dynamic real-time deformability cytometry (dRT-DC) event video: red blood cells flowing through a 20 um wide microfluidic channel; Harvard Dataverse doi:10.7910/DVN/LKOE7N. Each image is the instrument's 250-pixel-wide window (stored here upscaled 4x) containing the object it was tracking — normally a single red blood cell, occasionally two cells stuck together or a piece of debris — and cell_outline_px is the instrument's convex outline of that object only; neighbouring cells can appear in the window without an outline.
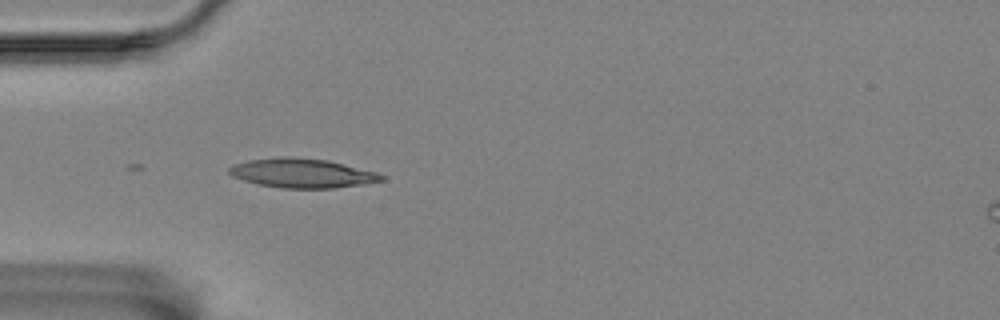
{"species": "Egyptian fruit bat (a non-hibernating species)", "species_latin": "Rousettus aegyptiacus", "temperature_condition": "room temperature", "stored_images_in_passage": 7, "camera_frame_rate_fps": 3000, "um_per_image_px": 0.085, "animal": {"sex": "female"}, "frame": {"image": 1, "passage_image": 1, "time_ms": 0.0, "image_size_px": [1000, 320], "cell_outline_px": [[384, 180], [364, 184], [332, 188], [280, 188], [256, 184], [232, 176], [228, 172], [228, 168], [236, 164], [248, 160], [284, 156], [292, 156], [328, 160], [376, 172], [384, 176]], "centroid_in_image_um": [25.66, 14.71], "position_along_channel_um": 59.3, "area_um2": 25.95}}
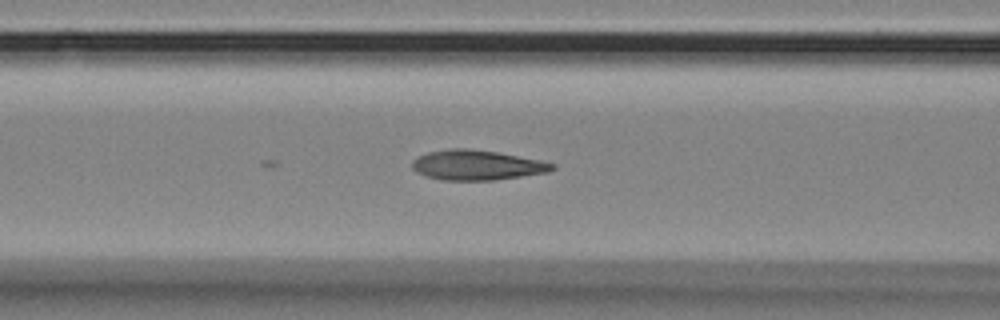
{"frame": {"image": 2, "passage_image": 7, "time_ms": 2.0, "image_size_px": [1000, 320], "cell_outline_px": [[556, 168], [548, 172], [492, 180], [440, 180], [416, 172], [412, 168], [412, 160], [428, 152], [448, 148], [464, 148], [496, 152], [540, 160], [556, 164]], "centroid_in_image_um": [40.52, 14.03], "position_along_channel_um": 126.1, "area_um2": 24.28}}